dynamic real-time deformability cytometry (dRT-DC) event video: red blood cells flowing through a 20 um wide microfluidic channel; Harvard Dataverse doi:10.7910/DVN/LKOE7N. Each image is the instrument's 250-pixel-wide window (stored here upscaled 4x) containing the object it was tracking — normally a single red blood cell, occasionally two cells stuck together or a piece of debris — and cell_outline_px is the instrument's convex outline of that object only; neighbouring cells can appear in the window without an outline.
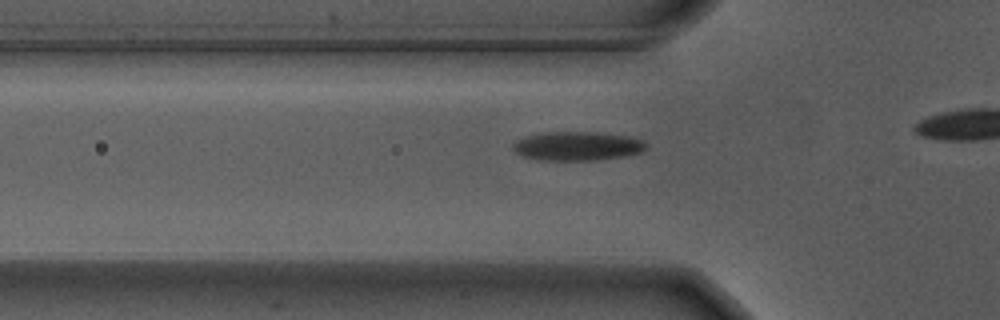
{"species": "Egyptian fruit bat (a non-hibernating species)", "species_latin": "Rousettus aegyptiacus", "temperature_condition": "warm", "stored_images_in_passage": 9, "camera_frame_rate_fps": 3000, "um_per_image_px": 0.085, "animal": {"sex": "male"}, "frame": {"image": 1, "passage_image": 3, "time_ms": 0.667, "image_size_px": [1000, 320], "cell_outline_px": [[648, 144], [640, 152], [624, 156], [592, 160], [540, 160], [524, 156], [516, 152], [512, 148], [512, 144], [516, 140], [524, 136], [544, 132], [596, 132], [628, 136], [644, 140]], "centroid_in_image_um": [49.05, 12.4], "position_along_channel_um": 76.8, "area_um2": 22.43}}
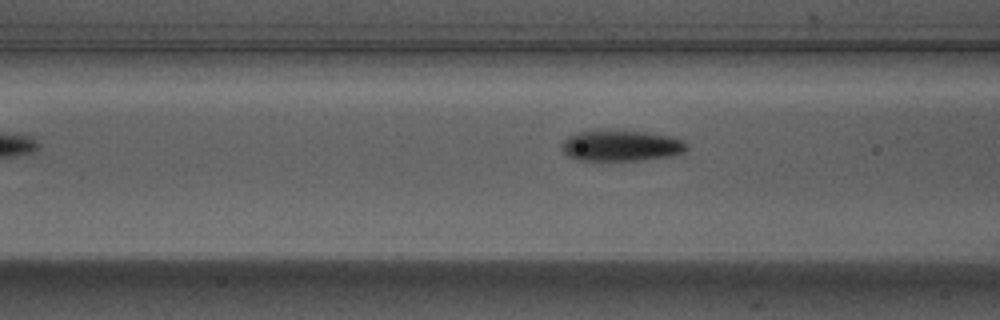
{"frame": {"image": 2, "passage_image": 6, "time_ms": 1.667, "image_size_px": [1000, 320], "cell_outline_px": [[688, 148], [684, 152], [676, 156], [640, 160], [576, 160], [568, 156], [560, 148], [560, 144], [568, 136], [576, 132], [644, 132], [668, 136], [684, 140], [688, 144]], "centroid_in_image_um": [52.82, 12.42], "position_along_channel_um": 113.8, "area_um2": 22.25}}